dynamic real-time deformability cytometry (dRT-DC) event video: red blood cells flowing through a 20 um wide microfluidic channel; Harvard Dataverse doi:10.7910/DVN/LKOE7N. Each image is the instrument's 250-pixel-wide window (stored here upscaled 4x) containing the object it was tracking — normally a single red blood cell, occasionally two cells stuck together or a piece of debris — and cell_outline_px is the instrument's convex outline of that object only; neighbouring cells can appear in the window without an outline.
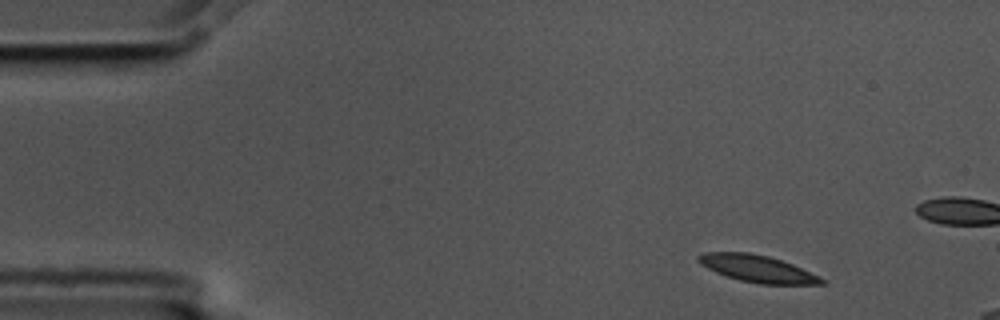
{"species": "common noctule bat (a hibernating species)", "species_latin": "Nyctalus noctula", "temperature_condition": "cold", "stored_images_in_passage": 4, "camera_frame_rate_fps": 3000, "um_per_image_px": 0.085, "animal": {"sex": "male", "body_mass_g": 17.5, "forearm_length_mm": 52.3}, "frame": {"image": 1, "passage_image": 1, "time_ms": 0.0, "image_size_px": [1000, 320], "cell_outline_px": [[828, 280], [824, 284], [760, 284], [740, 280], [716, 272], [700, 264], [696, 260], [696, 256], [704, 252], [748, 252], [768, 256], [792, 264], [820, 276]], "centroid_in_image_um": [64.39, 22.83], "position_along_channel_um": 20.6, "area_um2": 19.36}}